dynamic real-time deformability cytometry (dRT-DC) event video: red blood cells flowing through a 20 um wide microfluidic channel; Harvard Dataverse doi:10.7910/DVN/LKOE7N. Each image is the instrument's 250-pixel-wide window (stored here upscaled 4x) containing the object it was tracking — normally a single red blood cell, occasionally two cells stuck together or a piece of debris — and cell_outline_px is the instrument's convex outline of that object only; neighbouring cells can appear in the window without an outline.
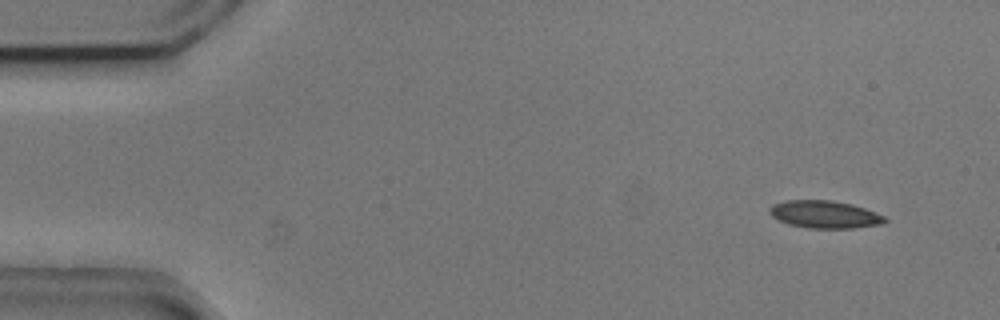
{"species": "common noctule bat (a hibernating species)", "species_latin": "Nyctalus noctula", "temperature_condition": "cold", "stored_images_in_passage": 51, "camera_frame_rate_fps": 3000, "um_per_image_px": 0.085, "animal": {"sex": "male", "body_mass_g": 20.5, "forearm_length_mm": 52.5}, "frame": {"image": 1, "passage_image": 1, "time_ms": 0.0, "image_size_px": [1000, 320], "cell_outline_px": [[888, 220], [880, 224], [852, 228], [808, 228], [788, 224], [772, 216], [768, 212], [768, 208], [772, 204], [788, 200], [832, 200], [852, 204], [876, 212], [884, 216]], "centroid_in_image_um": [70.07, 18.22], "position_along_channel_um": 14.9, "area_um2": 18.5}}
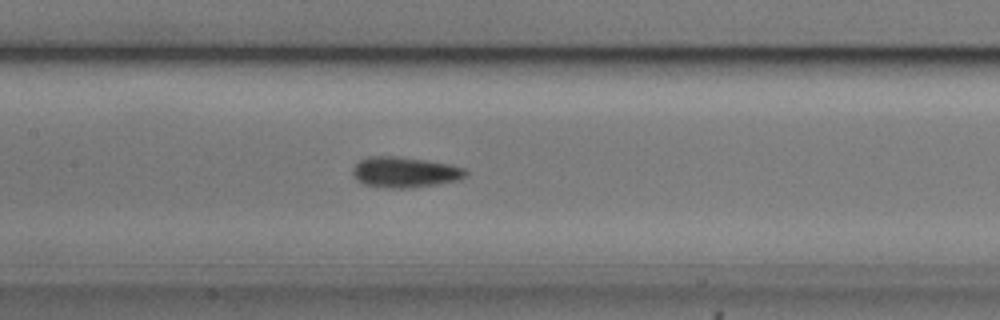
{"frame": {"image": 2, "passage_image": 22, "time_ms": 7.0, "image_size_px": [1000, 320], "cell_outline_px": [[468, 176], [460, 180], [412, 188], [392, 188], [364, 184], [356, 180], [352, 176], [352, 168], [360, 160], [368, 156], [396, 156], [428, 160], [452, 164], [464, 168], [468, 172]], "centroid_in_image_um": [34.44, 14.63], "position_along_channel_um": 173.0, "area_um2": 20.46}}
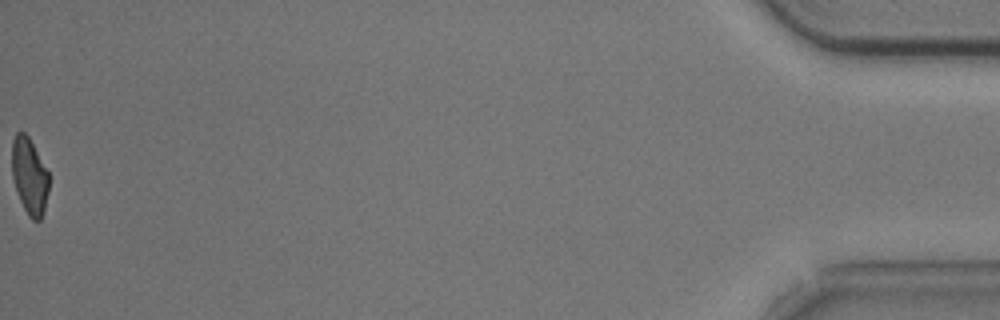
{"frame": {"image": 3, "passage_image": 51, "time_ms": 16.667, "image_size_px": [1000, 320], "cell_outline_px": [[48, 192], [44, 212], [40, 220], [32, 220], [28, 216], [20, 200], [12, 176], [12, 140], [16, 132], [24, 132], [28, 136], [48, 172]], "centroid_in_image_um": [2.5, 14.98], "position_along_channel_um": 432.7, "area_um2": 16.3}, "authors_computed_cell_mechanics": {"area_um2": 18.9584, "velocity_mm_per_s": 3.7427, "shape_relaxation_time_tau1_ms": 7.6748, "shape_relaxation_time_tau2_ms": 3.9259, "deformation_change_tau1": 0.1427, "deformation_change_tau2": 0.0982}}